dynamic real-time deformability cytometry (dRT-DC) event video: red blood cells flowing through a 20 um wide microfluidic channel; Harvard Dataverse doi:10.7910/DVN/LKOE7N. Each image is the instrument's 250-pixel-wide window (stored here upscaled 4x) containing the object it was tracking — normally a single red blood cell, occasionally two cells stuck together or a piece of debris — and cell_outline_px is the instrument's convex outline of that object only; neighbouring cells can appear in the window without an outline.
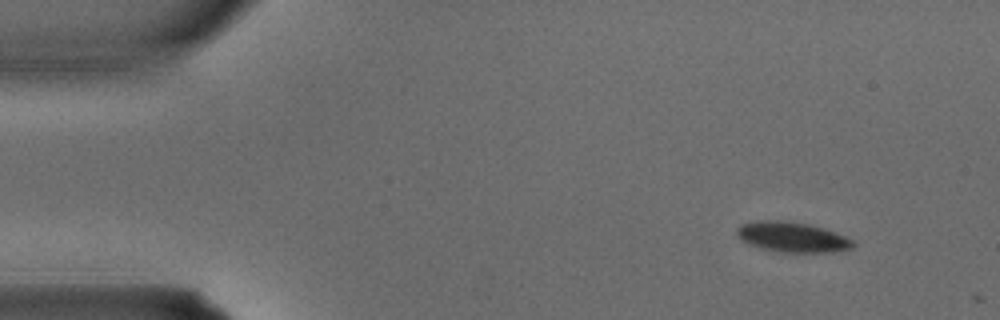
{"species": "common noctule bat (a hibernating species)", "species_latin": "Nyctalus noctula", "temperature_condition": "warm", "stored_images_in_passage": 2, "camera_frame_rate_fps": 3000, "um_per_image_px": 0.085, "animal": {"sex": "male", "body_mass_g": 15.6}, "frame": {"image": 1, "passage_image": 1, "time_ms": 0.0, "image_size_px": [1000, 320], "cell_outline_px": [[856, 244], [852, 248], [832, 252], [784, 252], [764, 248], [740, 240], [736, 236], [736, 228], [740, 224], [756, 220], [784, 220], [808, 224], [824, 228], [836, 232], [852, 240]], "centroid_in_image_um": [67.32, 20.13], "position_along_channel_um": 17.7, "area_um2": 20.4}}